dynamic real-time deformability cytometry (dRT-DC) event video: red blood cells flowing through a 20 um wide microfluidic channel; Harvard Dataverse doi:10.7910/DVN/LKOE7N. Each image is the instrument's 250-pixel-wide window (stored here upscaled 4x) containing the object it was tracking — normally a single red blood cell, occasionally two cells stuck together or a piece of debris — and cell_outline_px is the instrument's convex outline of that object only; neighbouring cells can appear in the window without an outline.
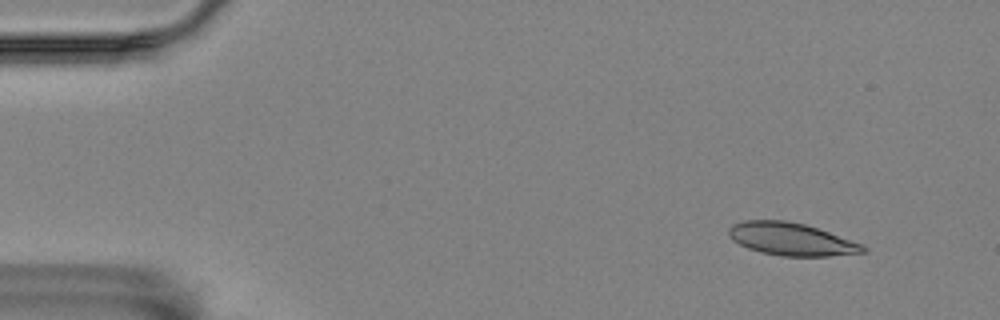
{"species": "Egyptian fruit bat (a non-hibernating species)", "species_latin": "Rousettus aegyptiacus", "temperature_condition": "room temperature", "stored_images_in_passage": 5, "segment_of_instrument_passage": [2, 2], "camera_frame_rate_fps": 3000, "um_per_image_px": 0.085, "animal": {"sex": "female"}, "frame": {"image": 1, "passage_image": 5, "time_ms": 1.333, "image_size_px": [1000, 320], "cell_outline_px": [[868, 252], [828, 256], [780, 256], [760, 252], [748, 248], [732, 240], [728, 236], [728, 228], [732, 224], [744, 220], [784, 220], [804, 224], [864, 244], [868, 248]], "centroid_in_image_um": [67.26, 20.33], "position_along_channel_um": 17.7, "area_um2": 25.66}}